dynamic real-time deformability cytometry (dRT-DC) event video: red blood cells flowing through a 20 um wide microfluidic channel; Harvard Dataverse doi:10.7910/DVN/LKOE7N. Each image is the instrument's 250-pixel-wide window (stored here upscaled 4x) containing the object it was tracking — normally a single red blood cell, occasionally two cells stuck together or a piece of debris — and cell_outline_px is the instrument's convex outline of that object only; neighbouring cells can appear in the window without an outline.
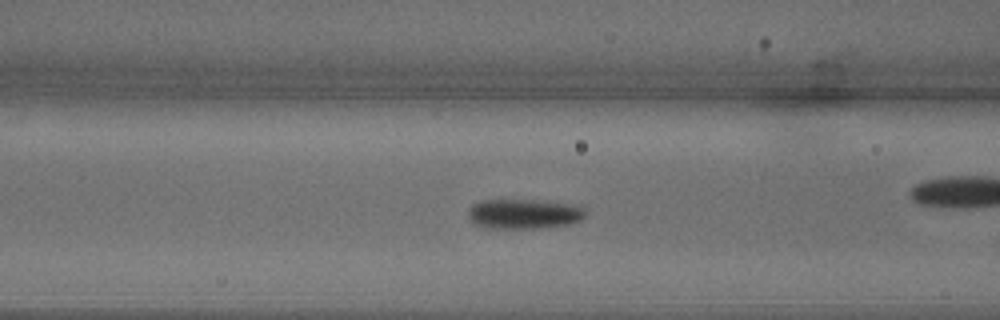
{"species": "common noctule bat (a hibernating species)", "species_latin": "Nyctalus noctula", "temperature_condition": "warm", "stored_images_in_passage": 30, "camera_frame_rate_fps": 3000, "um_per_image_px": 0.085, "animal": {"sex": "male", "body_mass_g": 18.8}, "frame": {"image": 1, "passage_image": 13, "time_ms": 4.0, "image_size_px": [1000, 320], "cell_outline_px": [[588, 216], [572, 224], [544, 228], [484, 228], [472, 224], [468, 220], [468, 208], [472, 204], [480, 200], [532, 200], [576, 204], [584, 208], [588, 212]], "centroid_in_image_um": [44.54, 18.19], "position_along_channel_um": 122.1, "area_um2": 21.04}}